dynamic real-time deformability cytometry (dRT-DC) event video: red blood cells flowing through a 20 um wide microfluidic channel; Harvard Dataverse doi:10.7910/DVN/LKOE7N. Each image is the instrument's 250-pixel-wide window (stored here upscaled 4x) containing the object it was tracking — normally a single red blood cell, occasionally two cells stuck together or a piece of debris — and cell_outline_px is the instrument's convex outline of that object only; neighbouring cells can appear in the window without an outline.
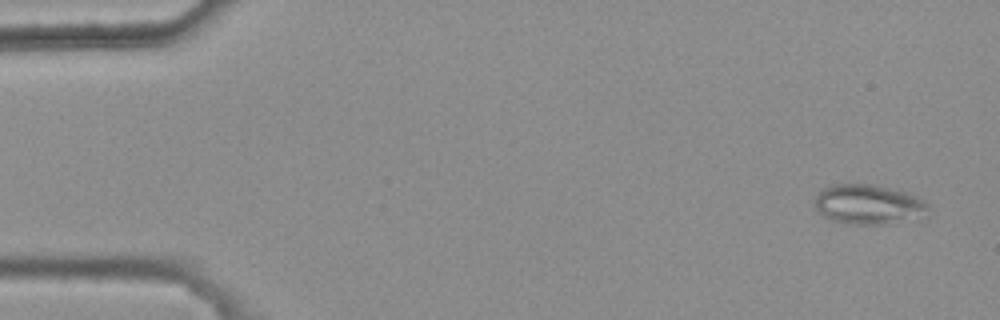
{"species": "common noctule bat (a hibernating species)", "species_latin": "Nyctalus noctula", "temperature_condition": "warm", "stored_images_in_passage": 3, "camera_frame_rate_fps": 3000, "um_per_image_px": 0.085, "animal": {"sex": "female", "body_mass_g": 25.1}, "frame": {"image": 1, "passage_image": 3, "time_ms": 0.667, "image_size_px": [1000, 320], "cell_outline_px": [[928, 208], [884, 224], [848, 224], [832, 220], [824, 216], [816, 208], [816, 196], [824, 188], [832, 184], [876, 184], [904, 192], [916, 196], [924, 200], [928, 204]], "centroid_in_image_um": [73.66, 17.32], "position_along_channel_um": 11.3, "area_um2": 24.97}}